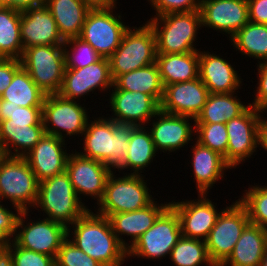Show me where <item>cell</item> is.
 <instances>
[{
    "label": "cell",
    "instance_id": "6da1fadb",
    "mask_svg": "<svg viewBox=\"0 0 267 266\" xmlns=\"http://www.w3.org/2000/svg\"><path fill=\"white\" fill-rule=\"evenodd\" d=\"M67 237L103 266H122L127 259V250L118 241L108 217L90 209L67 228Z\"/></svg>",
    "mask_w": 267,
    "mask_h": 266
},
{
    "label": "cell",
    "instance_id": "7a4b0ae2",
    "mask_svg": "<svg viewBox=\"0 0 267 266\" xmlns=\"http://www.w3.org/2000/svg\"><path fill=\"white\" fill-rule=\"evenodd\" d=\"M89 121L82 134L83 152L78 153L104 163L113 172L118 170L124 164L131 133L137 126L103 116Z\"/></svg>",
    "mask_w": 267,
    "mask_h": 266
},
{
    "label": "cell",
    "instance_id": "3957f363",
    "mask_svg": "<svg viewBox=\"0 0 267 266\" xmlns=\"http://www.w3.org/2000/svg\"><path fill=\"white\" fill-rule=\"evenodd\" d=\"M146 22L154 31L157 54L199 51L193 44L202 27L199 10L154 16Z\"/></svg>",
    "mask_w": 267,
    "mask_h": 266
},
{
    "label": "cell",
    "instance_id": "277c9868",
    "mask_svg": "<svg viewBox=\"0 0 267 266\" xmlns=\"http://www.w3.org/2000/svg\"><path fill=\"white\" fill-rule=\"evenodd\" d=\"M77 197L74 187L66 172L44 179L39 182L36 210L41 208L54 222L71 226L89 208Z\"/></svg>",
    "mask_w": 267,
    "mask_h": 266
},
{
    "label": "cell",
    "instance_id": "5b68a950",
    "mask_svg": "<svg viewBox=\"0 0 267 266\" xmlns=\"http://www.w3.org/2000/svg\"><path fill=\"white\" fill-rule=\"evenodd\" d=\"M156 37L146 22L124 32L119 47L108 58L113 81L122 74L156 62Z\"/></svg>",
    "mask_w": 267,
    "mask_h": 266
},
{
    "label": "cell",
    "instance_id": "8992f818",
    "mask_svg": "<svg viewBox=\"0 0 267 266\" xmlns=\"http://www.w3.org/2000/svg\"><path fill=\"white\" fill-rule=\"evenodd\" d=\"M125 174L123 177H116L114 172L109 175L96 213L109 217L143 209L154 201L144 175Z\"/></svg>",
    "mask_w": 267,
    "mask_h": 266
},
{
    "label": "cell",
    "instance_id": "52a82bcc",
    "mask_svg": "<svg viewBox=\"0 0 267 266\" xmlns=\"http://www.w3.org/2000/svg\"><path fill=\"white\" fill-rule=\"evenodd\" d=\"M39 181L24 157L0 160V201L9 200L15 210L29 211L38 199Z\"/></svg>",
    "mask_w": 267,
    "mask_h": 266
},
{
    "label": "cell",
    "instance_id": "ba28073f",
    "mask_svg": "<svg viewBox=\"0 0 267 266\" xmlns=\"http://www.w3.org/2000/svg\"><path fill=\"white\" fill-rule=\"evenodd\" d=\"M21 66L46 94H58L64 77L63 45H35L24 49Z\"/></svg>",
    "mask_w": 267,
    "mask_h": 266
},
{
    "label": "cell",
    "instance_id": "9c48e42d",
    "mask_svg": "<svg viewBox=\"0 0 267 266\" xmlns=\"http://www.w3.org/2000/svg\"><path fill=\"white\" fill-rule=\"evenodd\" d=\"M182 237L175 209L169 205L154 224L127 250V258L163 259Z\"/></svg>",
    "mask_w": 267,
    "mask_h": 266
},
{
    "label": "cell",
    "instance_id": "30bf717a",
    "mask_svg": "<svg viewBox=\"0 0 267 266\" xmlns=\"http://www.w3.org/2000/svg\"><path fill=\"white\" fill-rule=\"evenodd\" d=\"M89 117L86 107H82L77 100H68L59 94H49L44 98L42 123L47 134L62 140L68 135V137L80 134L82 136Z\"/></svg>",
    "mask_w": 267,
    "mask_h": 266
},
{
    "label": "cell",
    "instance_id": "8fae6325",
    "mask_svg": "<svg viewBox=\"0 0 267 266\" xmlns=\"http://www.w3.org/2000/svg\"><path fill=\"white\" fill-rule=\"evenodd\" d=\"M249 222L247 210L238 200L223 209L205 240L209 257L215 266H221L232 254Z\"/></svg>",
    "mask_w": 267,
    "mask_h": 266
},
{
    "label": "cell",
    "instance_id": "7c38bea8",
    "mask_svg": "<svg viewBox=\"0 0 267 266\" xmlns=\"http://www.w3.org/2000/svg\"><path fill=\"white\" fill-rule=\"evenodd\" d=\"M28 213L29 211H21L19 213L13 241L24 249L39 252L56 259L61 244L67 238V228L46 218L41 220L39 218L37 221L29 222Z\"/></svg>",
    "mask_w": 267,
    "mask_h": 266
},
{
    "label": "cell",
    "instance_id": "4fadbf2b",
    "mask_svg": "<svg viewBox=\"0 0 267 266\" xmlns=\"http://www.w3.org/2000/svg\"><path fill=\"white\" fill-rule=\"evenodd\" d=\"M115 7L91 9L83 24L80 38L90 44L102 58H109L119 47L124 32L129 28L116 14ZM115 12V13H113ZM125 23V24H124Z\"/></svg>",
    "mask_w": 267,
    "mask_h": 266
},
{
    "label": "cell",
    "instance_id": "5bb4252c",
    "mask_svg": "<svg viewBox=\"0 0 267 266\" xmlns=\"http://www.w3.org/2000/svg\"><path fill=\"white\" fill-rule=\"evenodd\" d=\"M263 112L252 105L239 116L227 121V164L235 168L248 160L258 147V125Z\"/></svg>",
    "mask_w": 267,
    "mask_h": 266
},
{
    "label": "cell",
    "instance_id": "9a60e30c",
    "mask_svg": "<svg viewBox=\"0 0 267 266\" xmlns=\"http://www.w3.org/2000/svg\"><path fill=\"white\" fill-rule=\"evenodd\" d=\"M65 172L79 200L82 202V195L90 196L96 198L98 205L103 198L107 179L113 171L104 163L84 157L75 150V153H69Z\"/></svg>",
    "mask_w": 267,
    "mask_h": 266
},
{
    "label": "cell",
    "instance_id": "2e32d148",
    "mask_svg": "<svg viewBox=\"0 0 267 266\" xmlns=\"http://www.w3.org/2000/svg\"><path fill=\"white\" fill-rule=\"evenodd\" d=\"M207 196V194H198V199L195 201L187 199L181 202H170L178 215L183 237L204 241L208 238L223 210L219 212L214 202Z\"/></svg>",
    "mask_w": 267,
    "mask_h": 266
},
{
    "label": "cell",
    "instance_id": "e0dca14e",
    "mask_svg": "<svg viewBox=\"0 0 267 266\" xmlns=\"http://www.w3.org/2000/svg\"><path fill=\"white\" fill-rule=\"evenodd\" d=\"M113 87V78L107 58L79 69H65L59 95L68 100H79L96 89L106 91Z\"/></svg>",
    "mask_w": 267,
    "mask_h": 266
},
{
    "label": "cell",
    "instance_id": "ac0fdd59",
    "mask_svg": "<svg viewBox=\"0 0 267 266\" xmlns=\"http://www.w3.org/2000/svg\"><path fill=\"white\" fill-rule=\"evenodd\" d=\"M202 28H211L233 37L249 22L247 0H201Z\"/></svg>",
    "mask_w": 267,
    "mask_h": 266
},
{
    "label": "cell",
    "instance_id": "d6986e66",
    "mask_svg": "<svg viewBox=\"0 0 267 266\" xmlns=\"http://www.w3.org/2000/svg\"><path fill=\"white\" fill-rule=\"evenodd\" d=\"M153 118L155 119L153 120ZM153 118L150 120V122H153L149 125H152V128H146L151 133L157 152L160 150L163 153L174 151L176 153V150L178 151V149H181L186 144L188 145L193 140L192 136L195 135V126H191V120L195 121V118L170 114L161 110Z\"/></svg>",
    "mask_w": 267,
    "mask_h": 266
},
{
    "label": "cell",
    "instance_id": "ffe728a7",
    "mask_svg": "<svg viewBox=\"0 0 267 266\" xmlns=\"http://www.w3.org/2000/svg\"><path fill=\"white\" fill-rule=\"evenodd\" d=\"M210 92L200 78L164 86L160 110L166 113L196 118Z\"/></svg>",
    "mask_w": 267,
    "mask_h": 266
},
{
    "label": "cell",
    "instance_id": "44dd1931",
    "mask_svg": "<svg viewBox=\"0 0 267 266\" xmlns=\"http://www.w3.org/2000/svg\"><path fill=\"white\" fill-rule=\"evenodd\" d=\"M111 118L118 123L147 126L160 110V105L148 94L126 90H113L109 95Z\"/></svg>",
    "mask_w": 267,
    "mask_h": 266
},
{
    "label": "cell",
    "instance_id": "7402d4cb",
    "mask_svg": "<svg viewBox=\"0 0 267 266\" xmlns=\"http://www.w3.org/2000/svg\"><path fill=\"white\" fill-rule=\"evenodd\" d=\"M65 141L45 133L24 156L39 182L65 172L69 156Z\"/></svg>",
    "mask_w": 267,
    "mask_h": 266
},
{
    "label": "cell",
    "instance_id": "603a6c76",
    "mask_svg": "<svg viewBox=\"0 0 267 266\" xmlns=\"http://www.w3.org/2000/svg\"><path fill=\"white\" fill-rule=\"evenodd\" d=\"M20 37L23 49L35 45H63L65 42L45 5L21 12Z\"/></svg>",
    "mask_w": 267,
    "mask_h": 266
},
{
    "label": "cell",
    "instance_id": "cb8c5ba5",
    "mask_svg": "<svg viewBox=\"0 0 267 266\" xmlns=\"http://www.w3.org/2000/svg\"><path fill=\"white\" fill-rule=\"evenodd\" d=\"M221 57L209 51H199V78L212 94L236 92L243 82L233 65Z\"/></svg>",
    "mask_w": 267,
    "mask_h": 266
},
{
    "label": "cell",
    "instance_id": "d4e9b609",
    "mask_svg": "<svg viewBox=\"0 0 267 266\" xmlns=\"http://www.w3.org/2000/svg\"><path fill=\"white\" fill-rule=\"evenodd\" d=\"M156 203L154 200L143 209L116 213L108 217L113 232L126 250L135 244L140 236L154 224L159 215L170 205V202H164V204ZM122 235L131 237L130 244L123 239Z\"/></svg>",
    "mask_w": 267,
    "mask_h": 266
},
{
    "label": "cell",
    "instance_id": "484cf974",
    "mask_svg": "<svg viewBox=\"0 0 267 266\" xmlns=\"http://www.w3.org/2000/svg\"><path fill=\"white\" fill-rule=\"evenodd\" d=\"M44 134L42 122H0V146L5 156L24 157Z\"/></svg>",
    "mask_w": 267,
    "mask_h": 266
},
{
    "label": "cell",
    "instance_id": "4316f807",
    "mask_svg": "<svg viewBox=\"0 0 267 266\" xmlns=\"http://www.w3.org/2000/svg\"><path fill=\"white\" fill-rule=\"evenodd\" d=\"M195 142V146L193 145L191 149L193 156L190 163L193 167L196 188L199 194H208V190L223 178L224 172L232 168L221 154Z\"/></svg>",
    "mask_w": 267,
    "mask_h": 266
},
{
    "label": "cell",
    "instance_id": "83f0119b",
    "mask_svg": "<svg viewBox=\"0 0 267 266\" xmlns=\"http://www.w3.org/2000/svg\"><path fill=\"white\" fill-rule=\"evenodd\" d=\"M267 247V229L248 223L221 266H259Z\"/></svg>",
    "mask_w": 267,
    "mask_h": 266
},
{
    "label": "cell",
    "instance_id": "f1b7e54d",
    "mask_svg": "<svg viewBox=\"0 0 267 266\" xmlns=\"http://www.w3.org/2000/svg\"><path fill=\"white\" fill-rule=\"evenodd\" d=\"M59 33L64 40L80 37L83 24L91 10L81 0H45Z\"/></svg>",
    "mask_w": 267,
    "mask_h": 266
},
{
    "label": "cell",
    "instance_id": "f546056e",
    "mask_svg": "<svg viewBox=\"0 0 267 266\" xmlns=\"http://www.w3.org/2000/svg\"><path fill=\"white\" fill-rule=\"evenodd\" d=\"M156 63L163 86L199 78V51L157 54Z\"/></svg>",
    "mask_w": 267,
    "mask_h": 266
},
{
    "label": "cell",
    "instance_id": "4dcf8cb0",
    "mask_svg": "<svg viewBox=\"0 0 267 266\" xmlns=\"http://www.w3.org/2000/svg\"><path fill=\"white\" fill-rule=\"evenodd\" d=\"M114 90L142 92L150 95L159 105L161 103L164 86L159 74L157 63L119 75L113 81Z\"/></svg>",
    "mask_w": 267,
    "mask_h": 266
},
{
    "label": "cell",
    "instance_id": "1f68e13d",
    "mask_svg": "<svg viewBox=\"0 0 267 266\" xmlns=\"http://www.w3.org/2000/svg\"><path fill=\"white\" fill-rule=\"evenodd\" d=\"M236 94V96H235ZM245 104V105H244ZM237 98V93H210L204 107L193 124L226 123L241 115L248 107Z\"/></svg>",
    "mask_w": 267,
    "mask_h": 266
},
{
    "label": "cell",
    "instance_id": "d6a6232c",
    "mask_svg": "<svg viewBox=\"0 0 267 266\" xmlns=\"http://www.w3.org/2000/svg\"><path fill=\"white\" fill-rule=\"evenodd\" d=\"M156 154L150 131L145 126H137L131 133L124 164L118 171L131 169L130 172H133L129 174L141 175L142 171L146 169L145 167L151 165Z\"/></svg>",
    "mask_w": 267,
    "mask_h": 266
},
{
    "label": "cell",
    "instance_id": "836d02e7",
    "mask_svg": "<svg viewBox=\"0 0 267 266\" xmlns=\"http://www.w3.org/2000/svg\"><path fill=\"white\" fill-rule=\"evenodd\" d=\"M45 96L46 94L35 84L28 72L21 67L0 98L8 101V104L30 107L42 106Z\"/></svg>",
    "mask_w": 267,
    "mask_h": 266
},
{
    "label": "cell",
    "instance_id": "e575fe53",
    "mask_svg": "<svg viewBox=\"0 0 267 266\" xmlns=\"http://www.w3.org/2000/svg\"><path fill=\"white\" fill-rule=\"evenodd\" d=\"M21 12L0 8V58L19 59L23 54L20 37Z\"/></svg>",
    "mask_w": 267,
    "mask_h": 266
},
{
    "label": "cell",
    "instance_id": "d590c367",
    "mask_svg": "<svg viewBox=\"0 0 267 266\" xmlns=\"http://www.w3.org/2000/svg\"><path fill=\"white\" fill-rule=\"evenodd\" d=\"M229 40L242 55L267 60V24L248 22Z\"/></svg>",
    "mask_w": 267,
    "mask_h": 266
},
{
    "label": "cell",
    "instance_id": "8d00e7d4",
    "mask_svg": "<svg viewBox=\"0 0 267 266\" xmlns=\"http://www.w3.org/2000/svg\"><path fill=\"white\" fill-rule=\"evenodd\" d=\"M169 259L175 266H215L209 257L204 240L183 236L171 250Z\"/></svg>",
    "mask_w": 267,
    "mask_h": 266
},
{
    "label": "cell",
    "instance_id": "74e56055",
    "mask_svg": "<svg viewBox=\"0 0 267 266\" xmlns=\"http://www.w3.org/2000/svg\"><path fill=\"white\" fill-rule=\"evenodd\" d=\"M238 201L246 208L250 223L267 229V185H251Z\"/></svg>",
    "mask_w": 267,
    "mask_h": 266
},
{
    "label": "cell",
    "instance_id": "f35d334b",
    "mask_svg": "<svg viewBox=\"0 0 267 266\" xmlns=\"http://www.w3.org/2000/svg\"><path fill=\"white\" fill-rule=\"evenodd\" d=\"M63 50L65 55V69L86 67L102 58L90 44L80 37L65 40Z\"/></svg>",
    "mask_w": 267,
    "mask_h": 266
},
{
    "label": "cell",
    "instance_id": "ab89813d",
    "mask_svg": "<svg viewBox=\"0 0 267 266\" xmlns=\"http://www.w3.org/2000/svg\"><path fill=\"white\" fill-rule=\"evenodd\" d=\"M193 126H195V140L221 154L227 163L228 134L226 124H194Z\"/></svg>",
    "mask_w": 267,
    "mask_h": 266
},
{
    "label": "cell",
    "instance_id": "60d3db41",
    "mask_svg": "<svg viewBox=\"0 0 267 266\" xmlns=\"http://www.w3.org/2000/svg\"><path fill=\"white\" fill-rule=\"evenodd\" d=\"M55 264L56 266H103L79 249L68 237L61 244Z\"/></svg>",
    "mask_w": 267,
    "mask_h": 266
},
{
    "label": "cell",
    "instance_id": "b9f144b4",
    "mask_svg": "<svg viewBox=\"0 0 267 266\" xmlns=\"http://www.w3.org/2000/svg\"><path fill=\"white\" fill-rule=\"evenodd\" d=\"M42 122V106L23 107L0 98V122Z\"/></svg>",
    "mask_w": 267,
    "mask_h": 266
},
{
    "label": "cell",
    "instance_id": "7bdbcfd3",
    "mask_svg": "<svg viewBox=\"0 0 267 266\" xmlns=\"http://www.w3.org/2000/svg\"><path fill=\"white\" fill-rule=\"evenodd\" d=\"M7 249L11 253L13 266H56L54 257L24 249L13 240Z\"/></svg>",
    "mask_w": 267,
    "mask_h": 266
},
{
    "label": "cell",
    "instance_id": "ee69618b",
    "mask_svg": "<svg viewBox=\"0 0 267 266\" xmlns=\"http://www.w3.org/2000/svg\"><path fill=\"white\" fill-rule=\"evenodd\" d=\"M156 15L200 10L201 0H148Z\"/></svg>",
    "mask_w": 267,
    "mask_h": 266
},
{
    "label": "cell",
    "instance_id": "f6af8a7d",
    "mask_svg": "<svg viewBox=\"0 0 267 266\" xmlns=\"http://www.w3.org/2000/svg\"><path fill=\"white\" fill-rule=\"evenodd\" d=\"M1 203L0 201V250H3L7 248L14 238L20 211L14 210V213Z\"/></svg>",
    "mask_w": 267,
    "mask_h": 266
},
{
    "label": "cell",
    "instance_id": "bcb514c9",
    "mask_svg": "<svg viewBox=\"0 0 267 266\" xmlns=\"http://www.w3.org/2000/svg\"><path fill=\"white\" fill-rule=\"evenodd\" d=\"M258 63L257 92L254 94V102L250 105L264 113L267 110V60Z\"/></svg>",
    "mask_w": 267,
    "mask_h": 266
},
{
    "label": "cell",
    "instance_id": "7dc6e473",
    "mask_svg": "<svg viewBox=\"0 0 267 266\" xmlns=\"http://www.w3.org/2000/svg\"><path fill=\"white\" fill-rule=\"evenodd\" d=\"M19 59L0 58V95L12 82L14 74L21 68Z\"/></svg>",
    "mask_w": 267,
    "mask_h": 266
},
{
    "label": "cell",
    "instance_id": "c3c4849f",
    "mask_svg": "<svg viewBox=\"0 0 267 266\" xmlns=\"http://www.w3.org/2000/svg\"><path fill=\"white\" fill-rule=\"evenodd\" d=\"M249 22L267 24V0H247Z\"/></svg>",
    "mask_w": 267,
    "mask_h": 266
},
{
    "label": "cell",
    "instance_id": "681fc988",
    "mask_svg": "<svg viewBox=\"0 0 267 266\" xmlns=\"http://www.w3.org/2000/svg\"><path fill=\"white\" fill-rule=\"evenodd\" d=\"M44 4L45 0H0V8H12L20 12Z\"/></svg>",
    "mask_w": 267,
    "mask_h": 266
},
{
    "label": "cell",
    "instance_id": "f907efd6",
    "mask_svg": "<svg viewBox=\"0 0 267 266\" xmlns=\"http://www.w3.org/2000/svg\"><path fill=\"white\" fill-rule=\"evenodd\" d=\"M258 147H262L267 151V119L262 114L258 125Z\"/></svg>",
    "mask_w": 267,
    "mask_h": 266
},
{
    "label": "cell",
    "instance_id": "816d5d0a",
    "mask_svg": "<svg viewBox=\"0 0 267 266\" xmlns=\"http://www.w3.org/2000/svg\"><path fill=\"white\" fill-rule=\"evenodd\" d=\"M90 9H107L116 6L117 0H81Z\"/></svg>",
    "mask_w": 267,
    "mask_h": 266
},
{
    "label": "cell",
    "instance_id": "f5cc1de1",
    "mask_svg": "<svg viewBox=\"0 0 267 266\" xmlns=\"http://www.w3.org/2000/svg\"><path fill=\"white\" fill-rule=\"evenodd\" d=\"M0 266H13L12 256L7 248L0 250Z\"/></svg>",
    "mask_w": 267,
    "mask_h": 266
},
{
    "label": "cell",
    "instance_id": "db71d44e",
    "mask_svg": "<svg viewBox=\"0 0 267 266\" xmlns=\"http://www.w3.org/2000/svg\"><path fill=\"white\" fill-rule=\"evenodd\" d=\"M259 266H267V247Z\"/></svg>",
    "mask_w": 267,
    "mask_h": 266
},
{
    "label": "cell",
    "instance_id": "11a10c76",
    "mask_svg": "<svg viewBox=\"0 0 267 266\" xmlns=\"http://www.w3.org/2000/svg\"><path fill=\"white\" fill-rule=\"evenodd\" d=\"M4 152L2 150V147L0 146V160L4 157Z\"/></svg>",
    "mask_w": 267,
    "mask_h": 266
}]
</instances>
